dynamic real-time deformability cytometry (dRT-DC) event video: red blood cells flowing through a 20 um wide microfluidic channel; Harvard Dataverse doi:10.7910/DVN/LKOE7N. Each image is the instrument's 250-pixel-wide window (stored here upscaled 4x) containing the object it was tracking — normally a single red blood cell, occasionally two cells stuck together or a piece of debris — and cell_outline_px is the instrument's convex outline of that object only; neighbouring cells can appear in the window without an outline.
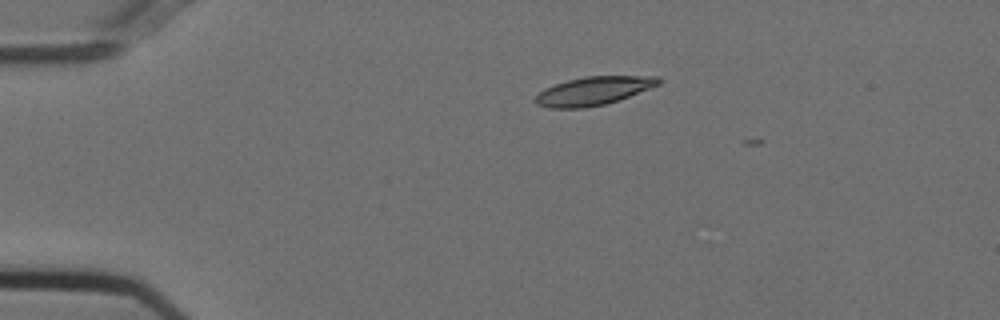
{"species": "Egyptian fruit bat (a non-hibernating species)", "species_latin": "Rousettus aegyptiacus", "temperature_condition": "cold", "stored_images_in_passage": 5, "camera_frame_rate_fps": 3000, "um_per_image_px": 0.085, "animal": {"sex": "female"}, "frame": {"image": 1, "passage_image": 3, "time_ms": 0.667, "image_size_px": [1000, 320], "cell_outline_px": [[664, 80], [660, 84], [620, 100], [604, 104], [584, 108], [548, 108], [536, 104], [532, 100], [544, 88], [568, 80], [584, 76], [660, 76]], "centroid_in_image_um": [50.46, 7.72], "position_along_channel_um": 34.5, "area_um2": 20.58}}